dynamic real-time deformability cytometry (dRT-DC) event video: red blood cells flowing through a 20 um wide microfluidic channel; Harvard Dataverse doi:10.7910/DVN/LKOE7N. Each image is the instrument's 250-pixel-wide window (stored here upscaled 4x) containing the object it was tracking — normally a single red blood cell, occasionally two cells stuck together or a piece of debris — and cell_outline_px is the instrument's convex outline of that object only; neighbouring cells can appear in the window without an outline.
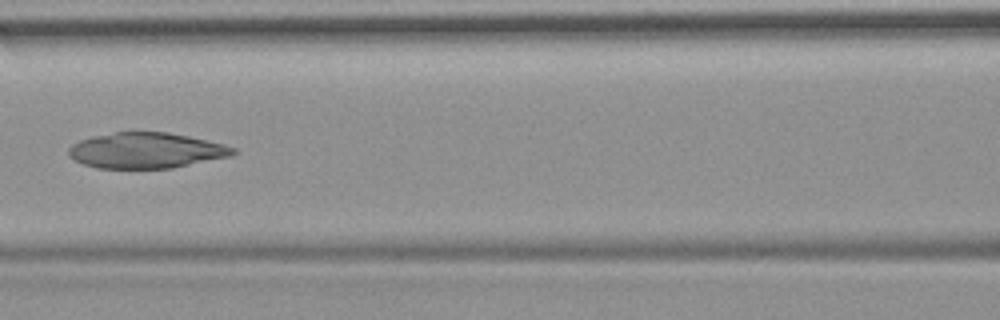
{"species": "common noctule bat (a hibernating species)", "species_latin": "Nyctalus noctula", "temperature_condition": "room temperature", "stored_images_in_passage": 7, "camera_frame_rate_fps": 3000, "um_per_image_px": 0.085, "animal": {"sex": "female", "body_mass_g": 19.9}, "frame": {"image": 1, "passage_image": 7, "time_ms": 7.0, "image_size_px": [1000, 320], "cell_outline_px": [[236, 152], [232, 156], [172, 168], [96, 168], [84, 164], [68, 156], [68, 148], [72, 144], [80, 140], [92, 136], [116, 132], [168, 132], [188, 136], [224, 144], [236, 148]], "centroid_in_image_um": [12.43, 12.79], "position_along_channel_um": 154.2, "area_um2": 34.16}}